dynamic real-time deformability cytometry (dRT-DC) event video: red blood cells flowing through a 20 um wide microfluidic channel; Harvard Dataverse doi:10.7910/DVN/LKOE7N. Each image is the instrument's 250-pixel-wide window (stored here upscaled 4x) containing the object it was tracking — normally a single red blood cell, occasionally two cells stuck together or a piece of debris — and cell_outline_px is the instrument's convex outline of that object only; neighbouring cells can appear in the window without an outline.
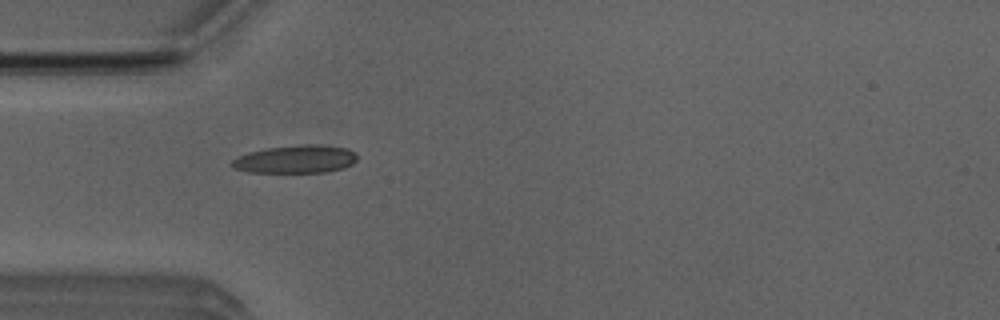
{"species": "Egyptian fruit bat (a non-hibernating species)", "species_latin": "Rousettus aegyptiacus", "temperature_condition": "room temperature", "stored_images_in_passage": 6, "camera_frame_rate_fps": 3000, "um_per_image_px": 0.085, "animal": {"sex": "male"}, "frame": {"image": 1, "passage_image": 5, "time_ms": 1.333, "image_size_px": [1000, 320], "cell_outline_px": [[356, 160], [352, 164], [344, 168], [324, 172], [248, 172], [232, 168], [228, 164], [232, 160], [248, 152], [264, 148], [304, 144], [320, 144], [348, 148], [356, 152]], "centroid_in_image_um": [25.12, 13.52], "position_along_channel_um": 59.9, "area_um2": 20.63}}